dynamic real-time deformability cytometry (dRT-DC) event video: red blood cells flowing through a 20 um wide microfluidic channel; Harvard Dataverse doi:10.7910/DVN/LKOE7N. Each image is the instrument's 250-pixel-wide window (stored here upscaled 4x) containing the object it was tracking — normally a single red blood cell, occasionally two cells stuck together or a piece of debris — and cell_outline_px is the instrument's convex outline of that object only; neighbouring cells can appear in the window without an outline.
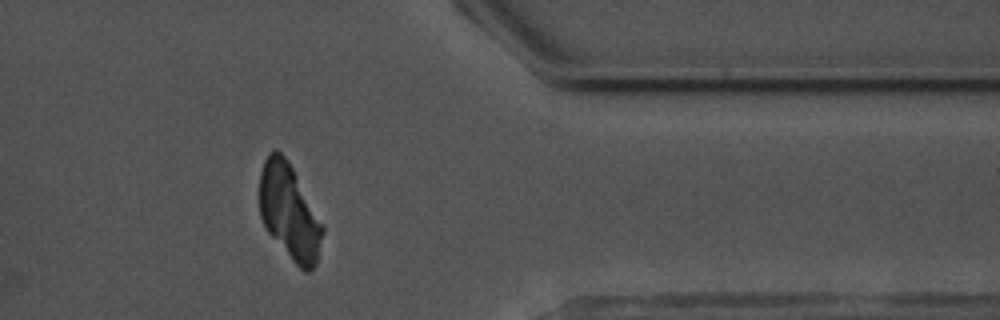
{"species": "common noctule bat (a hibernating species)", "species_latin": "Nyctalus noctula", "temperature_condition": "warm", "stored_images_in_passage": 58, "camera_frame_rate_fps": 3000, "um_per_image_px": 0.085, "animal": {"sex": "male", "body_mass_g": 17.5, "forearm_length_mm": 52.3}, "frame": {"image": 1, "passage_image": 47, "time_ms": 15.333, "image_size_px": [1000, 320], "cell_outline_px": [[324, 232], [316, 264], [308, 272], [304, 272], [292, 260], [264, 228], [260, 216], [260, 172], [264, 160], [268, 152], [272, 148], [276, 148], [288, 160], [324, 224]], "centroid_in_image_um": [24.6, 18.0], "position_along_channel_um": 386.8, "area_um2": 35.32}}
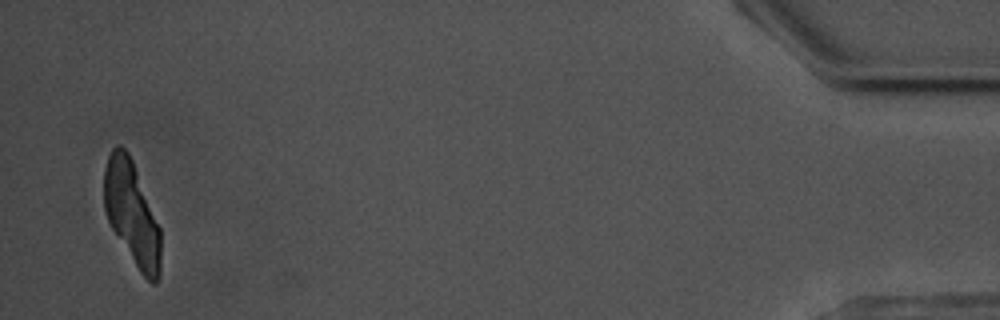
{"frame": {"image": 2, "passage_image": 56, "time_ms": 18.333, "image_size_px": [1000, 320], "cell_outline_px": [[160, 280], [156, 284], [152, 284], [140, 272], [112, 228], [108, 220], [104, 208], [104, 168], [108, 156], [112, 148], [116, 144], [120, 144], [128, 152], [132, 160], [160, 228]], "centroid_in_image_um": [11.2, 18.14], "position_along_channel_um": 424.0, "area_um2": 33.93}}